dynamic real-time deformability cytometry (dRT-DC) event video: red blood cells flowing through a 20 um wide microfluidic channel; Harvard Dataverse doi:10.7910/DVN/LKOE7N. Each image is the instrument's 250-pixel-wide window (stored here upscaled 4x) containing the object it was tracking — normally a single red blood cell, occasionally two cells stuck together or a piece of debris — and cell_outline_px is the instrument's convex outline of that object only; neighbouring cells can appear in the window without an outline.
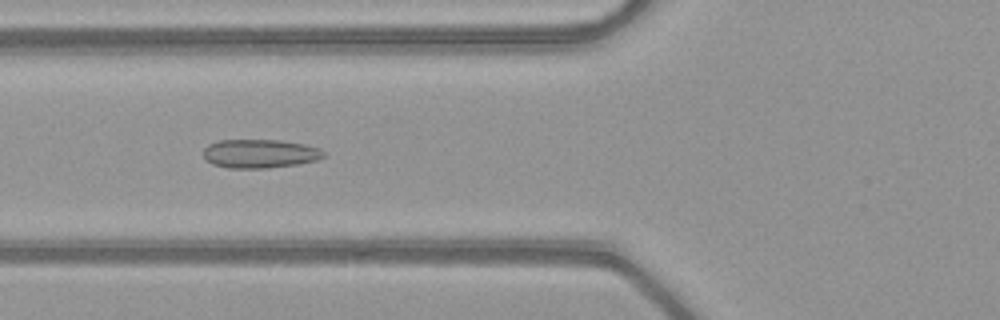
{"species": "common noctule bat (a hibernating species)", "species_latin": "Nyctalus noctula", "temperature_condition": "warm", "stored_images_in_passage": 51, "camera_frame_rate_fps": 3000, "um_per_image_px": 0.085, "animal": {"sex": "female", "body_mass_g": 21.9}, "frame": {"image": 1, "passage_image": 20, "time_ms": 6.333, "image_size_px": [1000, 320], "cell_outline_px": [[324, 156], [316, 160], [296, 164], [268, 168], [228, 168], [212, 164], [204, 160], [204, 148], [208, 144], [220, 140], [280, 140], [304, 144], [320, 148], [324, 152]], "centroid_in_image_um": [22.05, 13.06], "position_along_channel_um": 103.7, "area_um2": 20.17}}
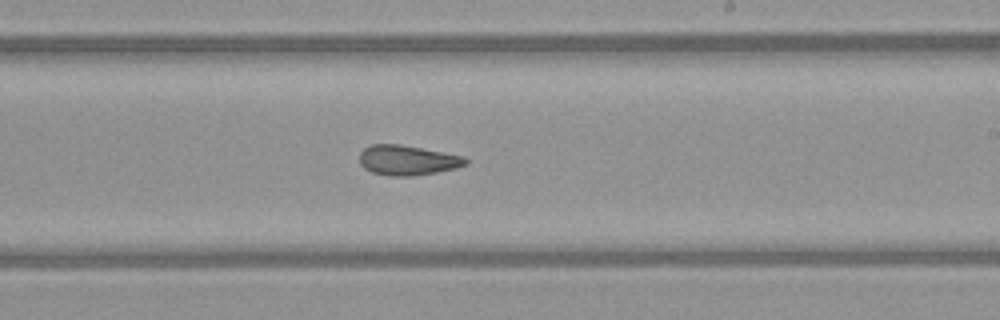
{"frame": {"image": 2, "passage_image": 31, "time_ms": 10.0, "image_size_px": [1000, 320], "cell_outline_px": [[468, 164], [456, 168], [436, 172], [412, 176], [388, 176], [372, 172], [364, 168], [360, 164], [360, 152], [368, 144], [400, 144], [464, 156], [468, 160]], "centroid_in_image_um": [34.62, 13.61], "position_along_channel_um": 254.4, "area_um2": 18.61}}
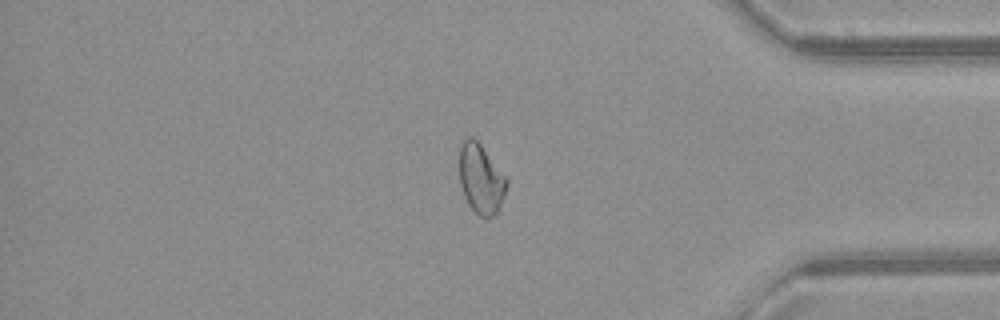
{"frame": {"image": 3, "passage_image": 43, "time_ms": 14.0, "image_size_px": [1000, 320], "cell_outline_px": [[508, 184], [496, 216], [480, 216], [468, 204], [464, 196], [460, 184], [460, 144], [468, 136], [472, 136], [480, 144], [508, 180]], "centroid_in_image_um": [40.87, 15.2], "position_along_channel_um": 394.3, "area_um2": 18.9}, "authors_computed_cell_mechanics": {"area_um2": 20.23, "velocity_mm_per_s": 4.0916, "shape_relaxation_time_tau1_ms": null, "shape_relaxation_time_tau2_ms": 2.7858, "deformation_change_tau1": null, "deformation_change_tau2": 0.0877}}